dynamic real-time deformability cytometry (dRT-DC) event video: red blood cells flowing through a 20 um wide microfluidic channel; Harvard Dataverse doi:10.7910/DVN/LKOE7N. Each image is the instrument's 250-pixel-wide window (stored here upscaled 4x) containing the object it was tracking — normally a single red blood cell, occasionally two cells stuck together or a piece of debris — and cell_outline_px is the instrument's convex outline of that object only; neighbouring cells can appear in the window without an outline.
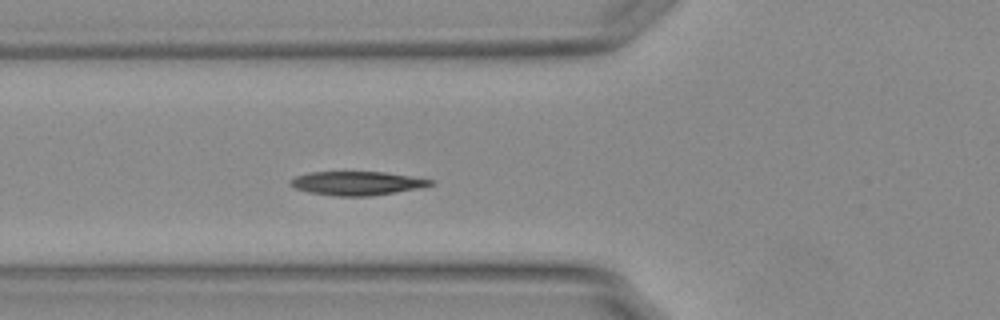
{"species": "Egyptian fruit bat (a non-hibernating species)", "species_latin": "Rousettus aegyptiacus", "temperature_condition": "warm", "stored_images_in_passage": 50, "camera_frame_rate_fps": 3000, "um_per_image_px": 0.085, "animal": {"sex": "female"}, "frame": {"image": 1, "passage_image": 15, "time_ms": 4.667, "image_size_px": [1000, 320], "cell_outline_px": [[436, 184], [424, 188], [372, 196], [332, 196], [308, 192], [296, 188], [288, 184], [288, 180], [296, 176], [308, 172], [384, 172], [412, 176], [436, 180]], "centroid_in_image_um": [30.4, 15.58], "position_along_channel_um": 95.4, "area_um2": 19.88}}
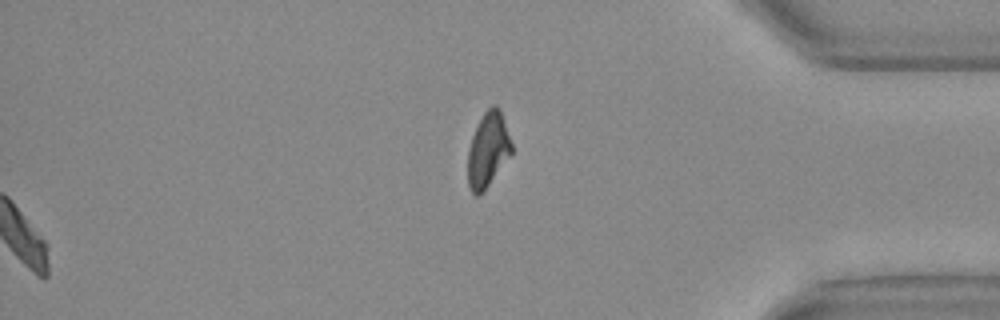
{"frame": {"image": 2, "passage_image": 50, "time_ms": 16.333, "image_size_px": [1000, 320], "cell_outline_px": [[512, 152], [484, 192], [476, 196], [472, 192], [468, 184], [468, 152], [472, 136], [484, 112], [492, 104], [496, 104], [500, 112], [512, 144]], "centroid_in_image_um": [41.46, 12.76], "position_along_channel_um": 393.7, "area_um2": 18.67}, "authors_computed_cell_mechanics": {"area_um2": 19.3341, "velocity_mm_per_s": 3.7457, "shape_relaxation_time_tau1_ms": 3.0963, "shape_relaxation_time_tau2_ms": 3.0968, "deformation_change_tau1": 0.1366, "deformation_change_tau2": 0.0592}}